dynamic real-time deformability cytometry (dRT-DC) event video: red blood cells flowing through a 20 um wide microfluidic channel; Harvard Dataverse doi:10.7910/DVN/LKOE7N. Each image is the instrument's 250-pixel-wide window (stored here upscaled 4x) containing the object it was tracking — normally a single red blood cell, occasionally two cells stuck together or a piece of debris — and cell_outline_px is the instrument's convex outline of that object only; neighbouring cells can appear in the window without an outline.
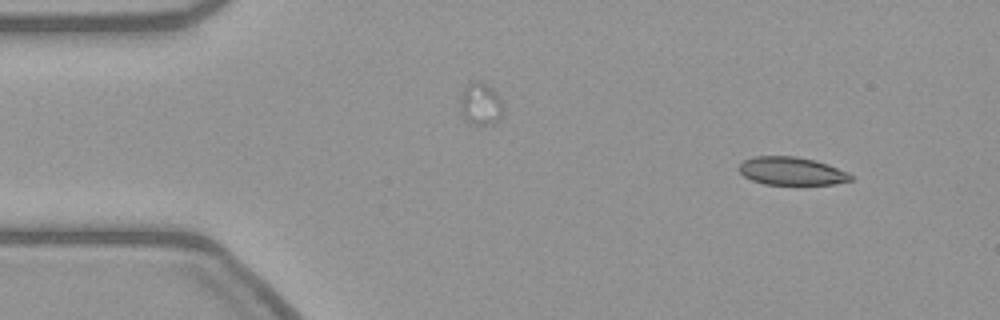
{"species": "common noctule bat (a hibernating species)", "species_latin": "Nyctalus noctula", "temperature_condition": "warm", "stored_images_in_passage": 7, "camera_frame_rate_fps": 3000, "um_per_image_px": 0.085, "animal": {"sex": "female", "body_mass_g": 21.9}, "frame": {"image": 1, "passage_image": 1, "time_ms": 0.0, "image_size_px": [1000, 320], "cell_outline_px": [[852, 180], [832, 184], [764, 184], [752, 180], [744, 176], [736, 168], [744, 160], [752, 156], [796, 156], [816, 160], [828, 164], [852, 176]], "centroid_in_image_um": [67.21, 14.53], "position_along_channel_um": 17.8, "area_um2": 18.15}}